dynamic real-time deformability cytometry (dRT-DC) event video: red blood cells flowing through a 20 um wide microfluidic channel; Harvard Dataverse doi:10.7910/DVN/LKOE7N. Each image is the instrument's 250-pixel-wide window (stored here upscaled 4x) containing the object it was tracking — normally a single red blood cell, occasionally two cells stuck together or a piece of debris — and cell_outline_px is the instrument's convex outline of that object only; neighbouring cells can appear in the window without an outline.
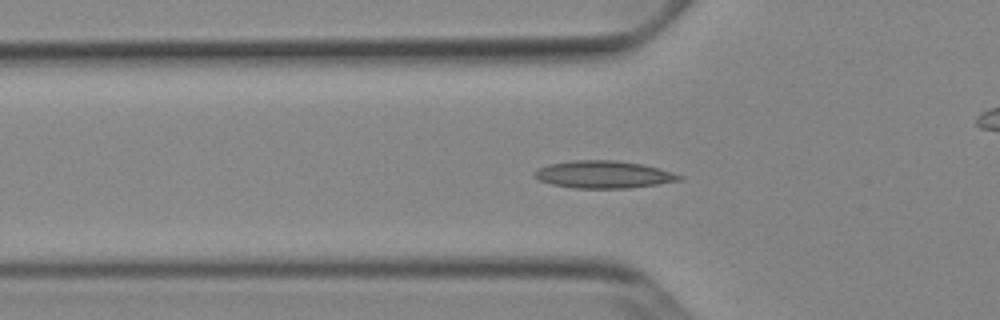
{"species": "Egyptian fruit bat (a non-hibernating species)", "species_latin": "Rousettus aegyptiacus", "temperature_condition": "cold", "stored_images_in_passage": 53, "camera_frame_rate_fps": 3000, "um_per_image_px": 0.085, "animal": {"sex": "female"}, "frame": {"image": 1, "passage_image": 18, "time_ms": 5.667, "image_size_px": [1000, 320], "cell_outline_px": [[684, 180], [628, 188], [572, 188], [552, 184], [540, 180], [532, 172], [548, 164], [572, 160], [616, 160], [644, 164], [660, 168], [684, 176]], "centroid_in_image_um": [51.34, 14.82], "position_along_channel_um": 74.5, "area_um2": 23.18}}
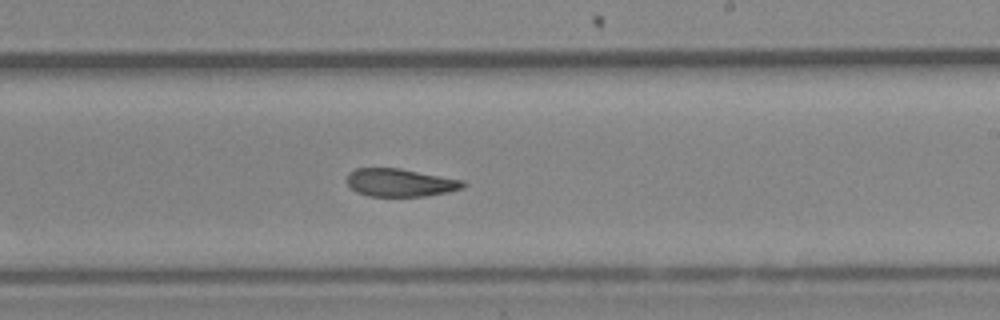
{"frame": {"image": 2, "passage_image": 32, "time_ms": 10.333, "image_size_px": [1000, 320], "cell_outline_px": [[468, 184], [464, 188], [448, 192], [424, 196], [368, 196], [356, 192], [348, 184], [348, 172], [356, 168], [400, 168], [464, 180]], "centroid_in_image_um": [34.05, 15.52], "position_along_channel_um": 254.9, "area_um2": 19.02}}
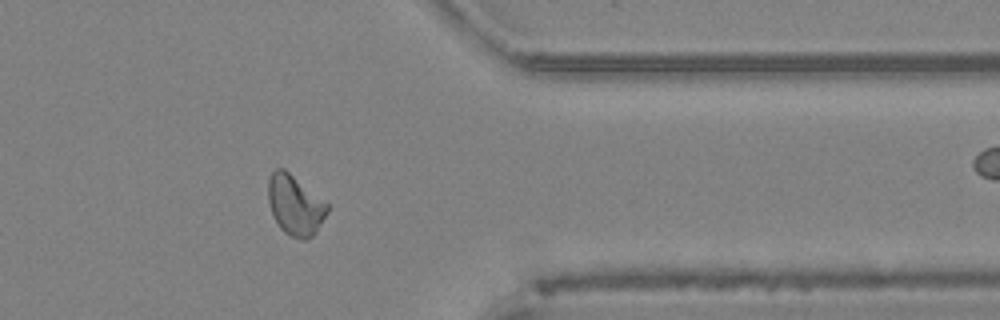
{"frame": {"image": 3, "passage_image": 43, "time_ms": 14.0, "image_size_px": [1000, 320], "cell_outline_px": [[328, 212], [316, 232], [308, 240], [300, 240], [284, 232], [280, 228], [272, 212], [268, 200], [268, 180], [272, 172], [276, 168], [284, 168], [328, 204]], "centroid_in_image_um": [25.08, 17.45], "position_along_channel_um": 386.3, "area_um2": 20.52}, "authors_computed_cell_mechanics": {"area_um2": 20.23, "velocity_mm_per_s": 3.8869, "shape_relaxation_time_tau1_ms": null, "shape_relaxation_time_tau2_ms": 3.8517, "deformation_change_tau1": null, "deformation_change_tau2": 0.0974}}